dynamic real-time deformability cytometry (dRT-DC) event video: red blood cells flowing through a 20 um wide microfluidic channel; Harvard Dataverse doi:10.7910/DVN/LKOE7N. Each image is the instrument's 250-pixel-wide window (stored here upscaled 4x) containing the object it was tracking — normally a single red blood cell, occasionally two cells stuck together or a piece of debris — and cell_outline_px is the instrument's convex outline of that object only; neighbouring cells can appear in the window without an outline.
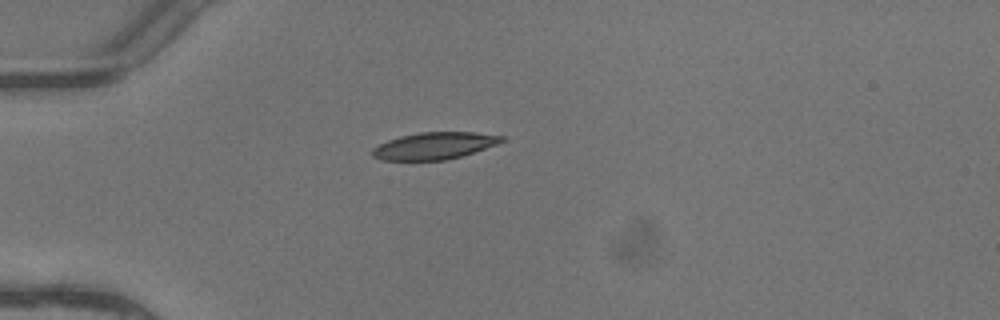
{"species": "common noctule bat (a hibernating species)", "species_latin": "Nyctalus noctula", "temperature_condition": "warm", "stored_images_in_passage": 1, "camera_frame_rate_fps": 3000, "um_per_image_px": 0.085, "animal": {"sex": "female"}, "frame": {"image": 1, "passage_image": 1, "time_ms": 0.0, "image_size_px": [1000, 320], "cell_outline_px": [[504, 140], [496, 144], [460, 156], [444, 160], [380, 160], [372, 156], [372, 148], [388, 140], [400, 136], [420, 132], [476, 132], [504, 136]], "centroid_in_image_um": [36.88, 12.38], "position_along_channel_um": 48.1, "area_um2": 20.11}}